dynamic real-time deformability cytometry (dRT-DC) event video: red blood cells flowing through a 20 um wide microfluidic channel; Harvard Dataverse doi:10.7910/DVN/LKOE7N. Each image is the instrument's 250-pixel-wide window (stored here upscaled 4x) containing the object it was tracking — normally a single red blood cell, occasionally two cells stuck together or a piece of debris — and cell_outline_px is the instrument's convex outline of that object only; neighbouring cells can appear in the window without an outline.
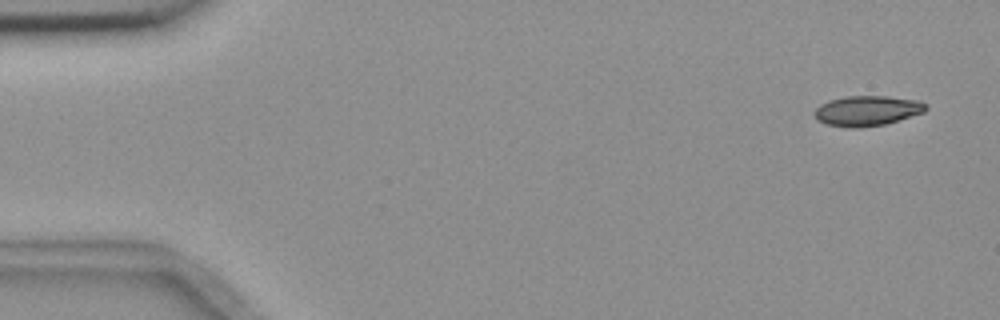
{"species": "common noctule bat (a hibernating species)", "species_latin": "Nyctalus noctula", "temperature_condition": "room temperature", "stored_images_in_passage": 6, "camera_frame_rate_fps": 3000, "um_per_image_px": 0.085, "animal": {"sex": "female", "body_mass_g": 18.4}, "frame": {"image": 1, "passage_image": 1, "time_ms": 0.0, "image_size_px": [1000, 320], "cell_outline_px": [[928, 108], [924, 112], [884, 124], [856, 128], [848, 128], [828, 124], [816, 120], [812, 112], [820, 104], [828, 100], [848, 96], [888, 96], [920, 100]], "centroid_in_image_um": [73.67, 9.41], "position_along_channel_um": 11.3, "area_um2": 19.59}}
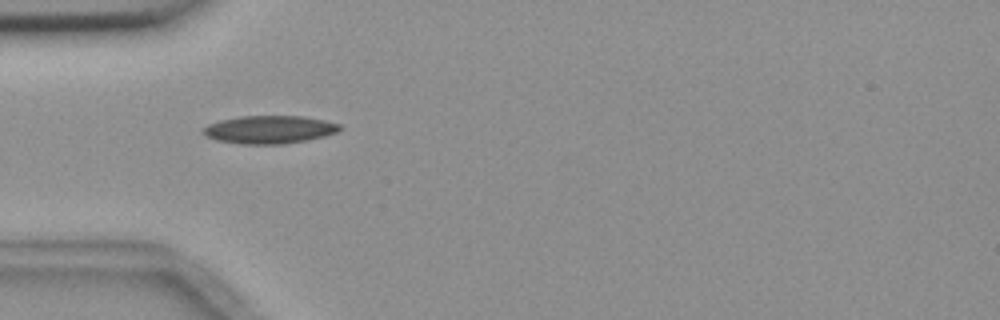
{"frame": {"image": 2, "passage_image": 5, "time_ms": 4.667, "image_size_px": [1000, 320], "cell_outline_px": [[344, 128], [336, 132], [324, 136], [308, 140], [280, 144], [240, 144], [216, 140], [200, 132], [208, 124], [220, 120], [240, 116], [300, 116], [324, 120], [340, 124]], "centroid_in_image_um": [22.9, 11.01], "position_along_channel_um": 62.1, "area_um2": 22.25}}